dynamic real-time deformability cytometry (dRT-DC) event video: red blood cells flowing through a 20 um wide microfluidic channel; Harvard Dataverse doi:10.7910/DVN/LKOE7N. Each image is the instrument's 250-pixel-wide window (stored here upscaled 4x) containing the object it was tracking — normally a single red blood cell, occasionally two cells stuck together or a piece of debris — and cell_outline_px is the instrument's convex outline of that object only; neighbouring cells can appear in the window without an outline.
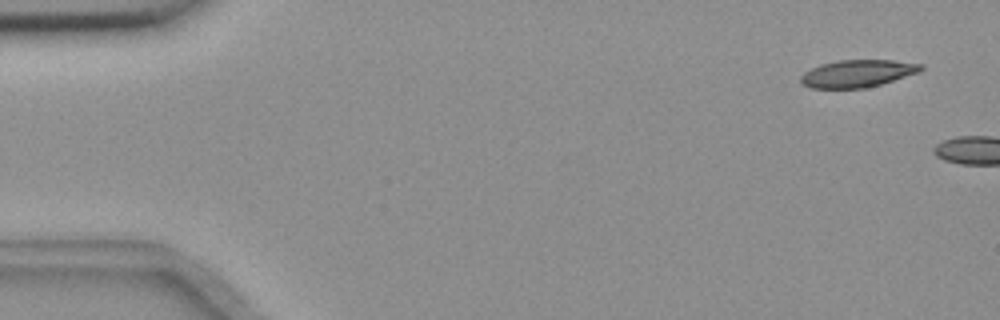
{"species": "common noctule bat (a hibernating species)", "species_latin": "Nyctalus noctula", "temperature_condition": "room temperature", "stored_images_in_passage": 2, "camera_frame_rate_fps": 3000, "um_per_image_px": 0.085, "animal": {"sex": "female", "body_mass_g": 18.4}, "frame": {"image": 1, "passage_image": 1, "time_ms": 0.0, "image_size_px": [1000, 320], "cell_outline_px": [[924, 68], [920, 72], [880, 84], [864, 88], [812, 88], [804, 84], [800, 80], [800, 76], [804, 72], [820, 64], [840, 60], [892, 60], [924, 64]], "centroid_in_image_um": [72.91, 6.24], "position_along_channel_um": 12.1, "area_um2": 19.07}}